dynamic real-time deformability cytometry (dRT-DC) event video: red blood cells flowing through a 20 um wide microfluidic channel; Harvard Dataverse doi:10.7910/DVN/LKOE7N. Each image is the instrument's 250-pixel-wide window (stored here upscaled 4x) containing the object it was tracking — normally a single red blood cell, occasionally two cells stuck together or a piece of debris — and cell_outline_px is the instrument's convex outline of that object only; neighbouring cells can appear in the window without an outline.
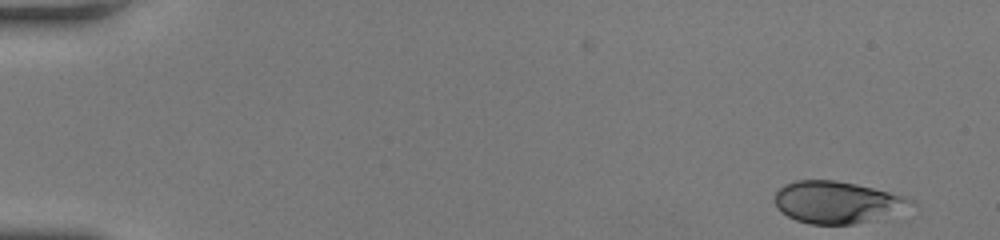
{"species": "human", "species_latin": "Homo sapiens", "temperature_condition": "room temperature", "stored_images_in_passage": 48, "camera_frame_rate_fps": 3000, "um_per_image_px": 0.085, "donor": {"sex": "female"}, "frame": {"image": 1, "passage_image": 1, "time_ms": 0.0, "image_size_px": [1000, 240], "cell_outline_px": [[916, 204], [852, 224], [812, 224], [796, 220], [780, 212], [776, 208], [776, 192], [784, 184], [796, 180], [836, 180], [856, 184], [908, 196]], "centroid_in_image_um": [71.06, 17.16], "position_along_channel_um": 13.9, "area_um2": 32.48}}
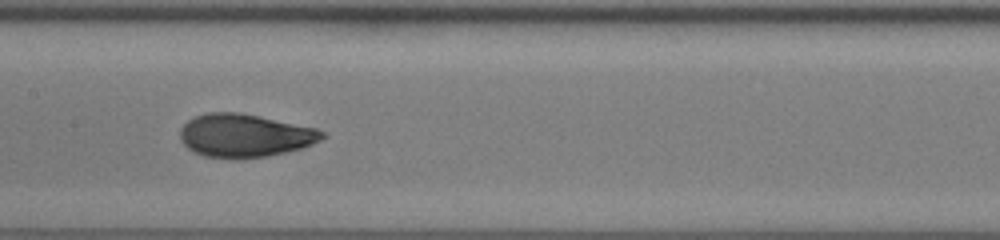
{"frame": {"image": 2, "passage_image": 24, "time_ms": 7.667, "image_size_px": [1000, 240], "cell_outline_px": [[328, 136], [312, 144], [300, 148], [268, 156], [204, 156], [192, 152], [180, 140], [180, 128], [188, 120], [196, 116], [208, 112], [240, 112], [260, 116], [316, 128], [324, 132]], "centroid_in_image_um": [20.8, 11.48], "position_along_channel_um": 186.6, "area_um2": 35.14}}
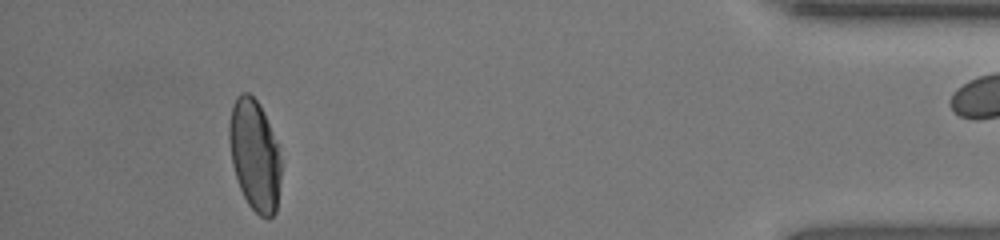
{"frame": {"image": 3, "passage_image": 44, "time_ms": 14.333, "image_size_px": [1000, 240], "cell_outline_px": [[280, 180], [276, 212], [268, 220], [260, 216], [248, 204], [240, 188], [232, 164], [228, 140], [228, 128], [232, 104], [236, 96], [240, 92], [248, 92], [260, 104], [280, 144]], "centroid_in_image_um": [21.65, 13.15], "position_along_channel_um": 413.5, "area_um2": 34.16}, "authors_computed_cell_mechanics": {"area_um2": 34.7667, "velocity_mm_per_s": 4.2432, "shape_relaxation_time_tau1_ms": 4.3109, "shape_relaxation_time_tau2_ms": 0.6003, "deformation_change_tau1": 0.2025, "deformation_change_tau2": 0.0485}}